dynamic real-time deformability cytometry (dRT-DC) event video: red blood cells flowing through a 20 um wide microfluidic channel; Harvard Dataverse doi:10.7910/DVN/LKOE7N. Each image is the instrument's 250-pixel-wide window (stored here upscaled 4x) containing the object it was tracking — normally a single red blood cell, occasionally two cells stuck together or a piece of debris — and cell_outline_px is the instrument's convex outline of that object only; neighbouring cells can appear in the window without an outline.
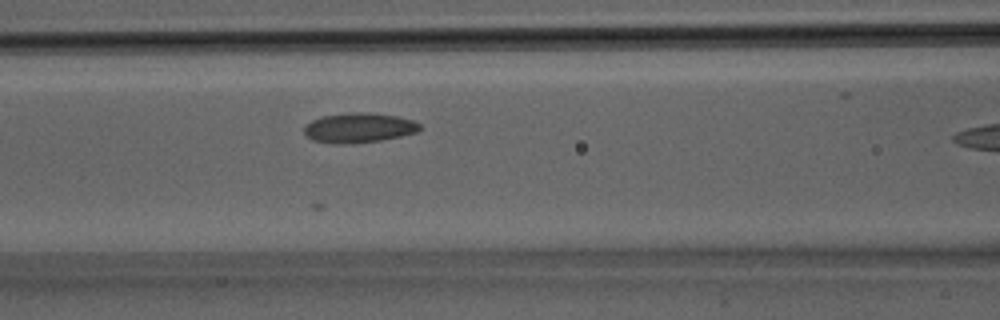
{"species": "Egyptian fruit bat (a non-hibernating species)", "species_latin": "Rousettus aegyptiacus", "temperature_condition": "room temperature", "stored_images_in_passage": 7, "camera_frame_rate_fps": 3000, "um_per_image_px": 0.085, "animal": {"sex": "male"}, "frame": {"image": 1, "passage_image": 4, "time_ms": 1.0, "image_size_px": [1000, 320], "cell_outline_px": [[420, 128], [416, 132], [400, 136], [380, 140], [352, 144], [336, 144], [312, 140], [304, 132], [304, 128], [312, 120], [320, 116], [348, 112], [368, 112], [396, 116], [412, 120], [420, 124]], "centroid_in_image_um": [30.48, 10.86], "position_along_channel_um": 136.1, "area_um2": 20.06}}